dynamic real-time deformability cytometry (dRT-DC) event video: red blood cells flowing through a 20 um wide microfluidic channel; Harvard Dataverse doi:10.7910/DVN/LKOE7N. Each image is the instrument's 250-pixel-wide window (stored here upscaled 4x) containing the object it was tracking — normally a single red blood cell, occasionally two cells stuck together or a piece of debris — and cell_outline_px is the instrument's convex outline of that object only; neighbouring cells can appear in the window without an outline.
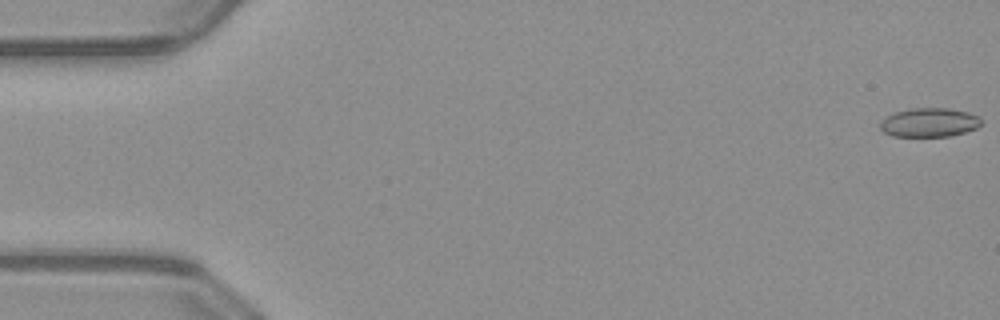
{"species": "common noctule bat (a hibernating species)", "species_latin": "Nyctalus noctula", "temperature_condition": "warm", "stored_images_in_passage": 52, "camera_frame_rate_fps": 3000, "um_per_image_px": 0.085, "animal": {"sex": "male", "body_mass_g": 23.1, "forearm_length_mm": 52.7}, "frame": {"image": 1, "passage_image": 1, "time_ms": 0.0, "image_size_px": [1000, 320], "cell_outline_px": [[980, 124], [976, 128], [952, 136], [892, 136], [884, 132], [880, 128], [880, 120], [896, 112], [912, 108], [948, 108], [968, 112], [980, 116]], "centroid_in_image_um": [78.99, 10.41], "position_along_channel_um": 6.0, "area_um2": 16.99}}
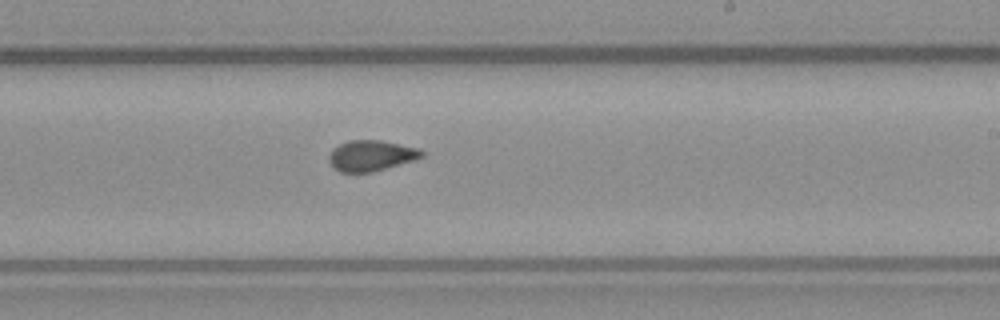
{"frame": {"image": 2, "passage_image": 31, "time_ms": 10.0, "image_size_px": [1000, 320], "cell_outline_px": [[424, 156], [412, 160], [372, 172], [340, 172], [328, 160], [328, 156], [332, 148], [348, 140], [380, 140], [420, 148], [424, 152]], "centroid_in_image_um": [31.53, 13.21], "position_along_channel_um": 257.5, "area_um2": 16.47}}
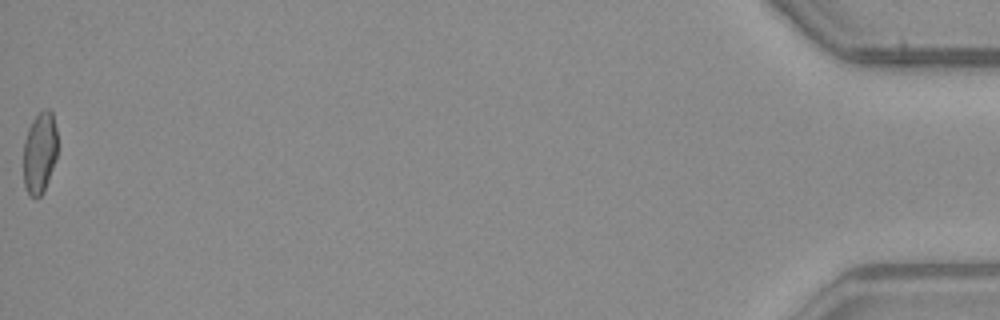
{"frame": {"image": 3, "passage_image": 52, "time_ms": 17.0, "image_size_px": [1000, 320], "cell_outline_px": [[56, 160], [44, 192], [40, 196], [28, 196], [24, 184], [24, 140], [28, 128], [32, 120], [44, 108], [48, 108], [52, 112], [56, 128]], "centroid_in_image_um": [3.37, 12.98], "position_along_channel_um": 431.8, "area_um2": 16.24}, "authors_computed_cell_mechanics": {"area_um2": 16.9643, "velocity_mm_per_s": 4.042, "shape_relaxation_time_tau1_ms": null, "shape_relaxation_time_tau2_ms": 1.2366, "deformation_change_tau1": null, "deformation_change_tau2": 0.0493}}